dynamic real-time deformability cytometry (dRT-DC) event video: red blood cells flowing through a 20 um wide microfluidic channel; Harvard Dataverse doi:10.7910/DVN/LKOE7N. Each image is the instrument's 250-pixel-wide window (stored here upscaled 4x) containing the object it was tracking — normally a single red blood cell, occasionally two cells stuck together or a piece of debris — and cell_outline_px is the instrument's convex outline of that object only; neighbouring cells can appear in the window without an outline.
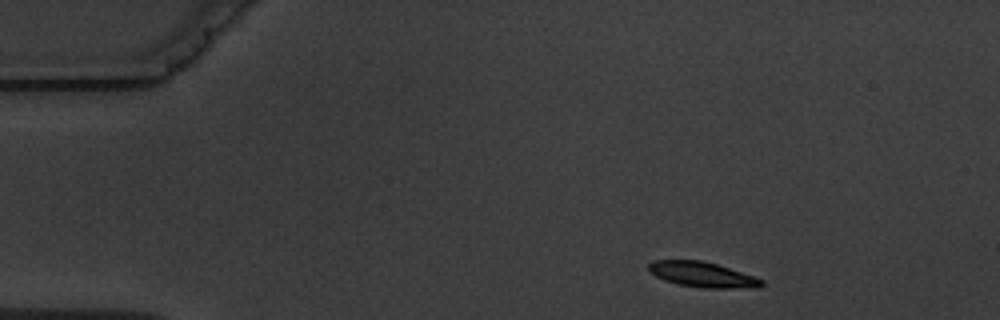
{"species": "common noctule bat (a hibernating species)", "species_latin": "Nyctalus noctula", "temperature_condition": "warm", "stored_images_in_passage": 6, "camera_frame_rate_fps": 3000, "um_per_image_px": 0.085, "animal": {"sex": "male", "body_mass_g": 19.5, "forearm_length_mm": 54.6}, "frame": {"image": 1, "passage_image": 1, "time_ms": 0.0, "image_size_px": [1000, 320], "cell_outline_px": [[764, 284], [760, 288], [700, 288], [680, 284], [664, 280], [648, 272], [648, 264], [652, 260], [700, 260], [716, 264], [764, 280]], "centroid_in_image_um": [59.68, 23.34], "position_along_channel_um": 25.3, "area_um2": 16.59}}
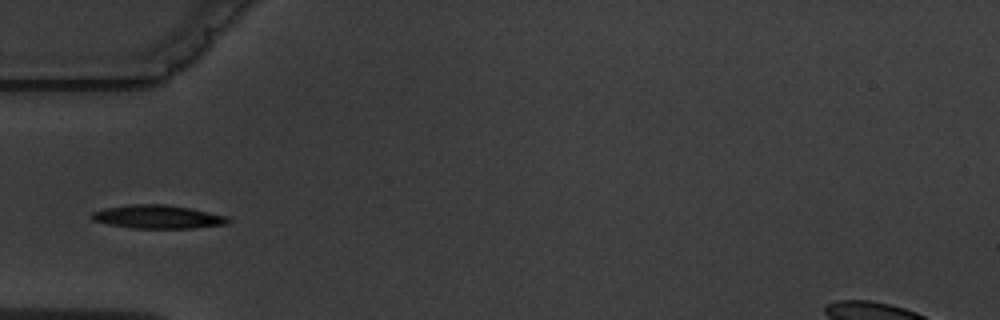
{"frame": {"image": 2, "passage_image": 4, "time_ms": 3.333, "image_size_px": [1000, 320], "cell_outline_px": [[232, 220], [228, 224], [192, 228], [132, 228], [108, 224], [92, 220], [88, 216], [92, 212], [104, 208], [132, 204], [164, 204], [192, 208], [228, 216]], "centroid_in_image_um": [13.42, 18.42], "position_along_channel_um": 71.6, "area_um2": 18.84}}